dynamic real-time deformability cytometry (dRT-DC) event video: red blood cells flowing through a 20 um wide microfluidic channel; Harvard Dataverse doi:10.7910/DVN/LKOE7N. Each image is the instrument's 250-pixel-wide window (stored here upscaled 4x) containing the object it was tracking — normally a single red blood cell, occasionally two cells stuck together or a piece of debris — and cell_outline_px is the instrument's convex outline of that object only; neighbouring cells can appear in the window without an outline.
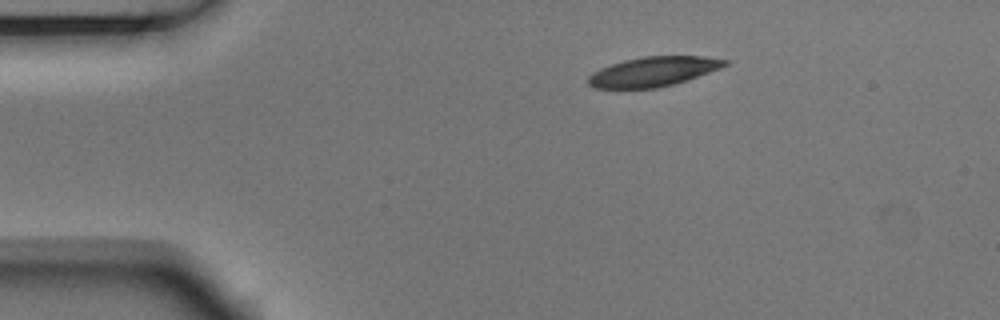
{"species": "Egyptian fruit bat (a non-hibernating species)", "species_latin": "Rousettus aegyptiacus", "temperature_condition": "room temperature", "stored_images_in_passage": 10, "camera_frame_rate_fps": 3000, "um_per_image_px": 0.085, "animal": {"sex": "male"}, "frame": {"image": 1, "passage_image": 1, "time_ms": 0.0, "image_size_px": [1000, 320], "cell_outline_px": [[728, 64], [720, 68], [672, 84], [656, 88], [592, 88], [588, 84], [588, 76], [600, 68], [624, 60], [644, 56], [704, 56], [728, 60]], "centroid_in_image_um": [55.49, 6.08], "position_along_channel_um": 29.5, "area_um2": 23.24}}
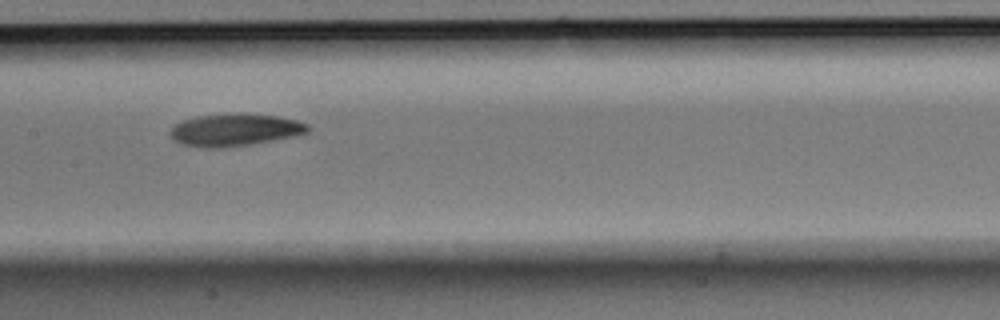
{"frame": {"image": 2, "passage_image": 5, "time_ms": 1.333, "image_size_px": [1000, 320], "cell_outline_px": [[308, 132], [296, 136], [252, 144], [220, 148], [204, 148], [184, 144], [172, 140], [168, 132], [180, 120], [196, 116], [236, 112], [240, 112], [280, 116], [296, 120], [308, 124]], "centroid_in_image_um": [19.94, 11.02], "position_along_channel_um": 187.5, "area_um2": 26.41}}
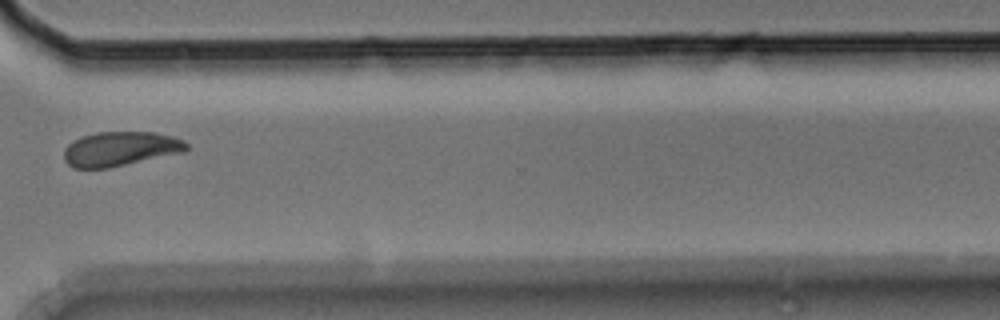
{"frame": {"image": 3, "passage_image": 9, "time_ms": 2.667, "image_size_px": [1000, 320], "cell_outline_px": [[188, 148], [184, 152], [108, 168], [72, 168], [64, 160], [64, 148], [72, 140], [96, 132], [156, 132], [172, 136], [184, 140], [188, 144]], "centroid_in_image_um": [10.22, 12.65], "position_along_channel_um": 360.4, "area_um2": 24.68}}